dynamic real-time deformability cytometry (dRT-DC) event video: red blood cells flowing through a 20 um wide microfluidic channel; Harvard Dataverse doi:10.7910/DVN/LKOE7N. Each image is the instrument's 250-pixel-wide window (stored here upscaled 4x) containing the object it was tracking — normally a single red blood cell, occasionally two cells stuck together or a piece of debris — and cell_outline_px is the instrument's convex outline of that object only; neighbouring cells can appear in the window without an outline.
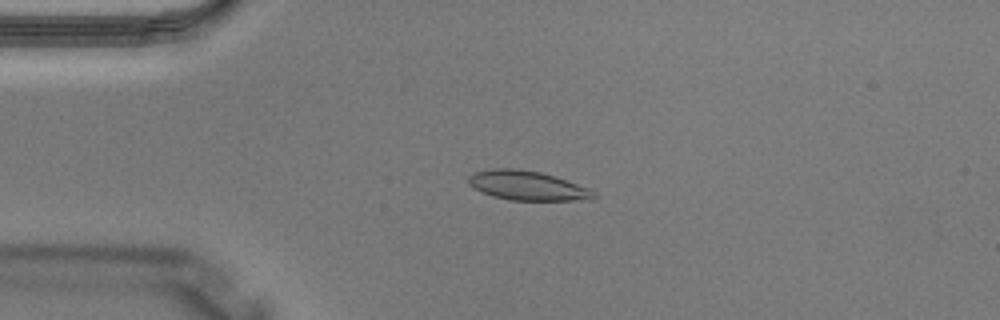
{"species": "Egyptian fruit bat (a non-hibernating species)", "species_latin": "Rousettus aegyptiacus", "temperature_condition": "warm", "stored_images_in_passage": 1, "camera_frame_rate_fps": 3000, "um_per_image_px": 0.085, "animal": {"sex": "male"}, "frame": {"image": 1, "passage_image": 1, "time_ms": 0.0, "image_size_px": [1000, 320], "cell_outline_px": [[596, 200], [508, 200], [492, 196], [468, 184], [468, 176], [472, 172], [492, 168], [512, 168], [540, 172], [556, 176], [588, 188], [596, 192]], "centroid_in_image_um": [44.84, 15.77], "position_along_channel_um": 40.2, "area_um2": 21.56}}